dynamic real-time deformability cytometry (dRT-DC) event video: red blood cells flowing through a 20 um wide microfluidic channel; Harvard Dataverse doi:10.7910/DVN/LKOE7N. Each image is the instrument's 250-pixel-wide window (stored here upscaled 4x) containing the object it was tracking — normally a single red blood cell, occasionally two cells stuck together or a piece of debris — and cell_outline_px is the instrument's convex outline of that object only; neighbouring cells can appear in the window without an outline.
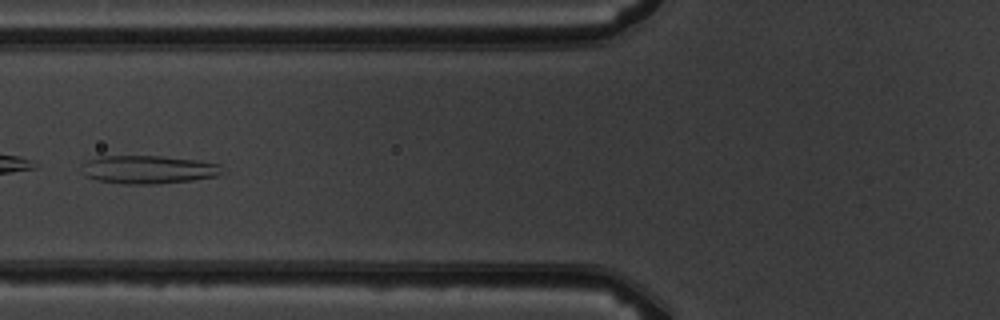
{"species": "common noctule bat (a hibernating species)", "species_latin": "Nyctalus noctula", "temperature_condition": "warm", "stored_images_in_passage": 5, "camera_frame_rate_fps": 3000, "um_per_image_px": 0.085, "animal": {"sex": "male", "body_mass_g": 19.5, "forearm_length_mm": 54.6}, "frame": {"image": 1, "passage_image": 4, "time_ms": 3.667, "image_size_px": [1000, 320], "cell_outline_px": [[224, 172], [216, 176], [192, 180], [152, 184], [124, 184], [96, 180], [84, 176], [84, 164], [88, 160], [100, 156], [160, 156], [200, 160], [220, 164]], "centroid_in_image_um": [12.64, 14.41], "position_along_channel_um": 113.2, "area_um2": 23.06}}